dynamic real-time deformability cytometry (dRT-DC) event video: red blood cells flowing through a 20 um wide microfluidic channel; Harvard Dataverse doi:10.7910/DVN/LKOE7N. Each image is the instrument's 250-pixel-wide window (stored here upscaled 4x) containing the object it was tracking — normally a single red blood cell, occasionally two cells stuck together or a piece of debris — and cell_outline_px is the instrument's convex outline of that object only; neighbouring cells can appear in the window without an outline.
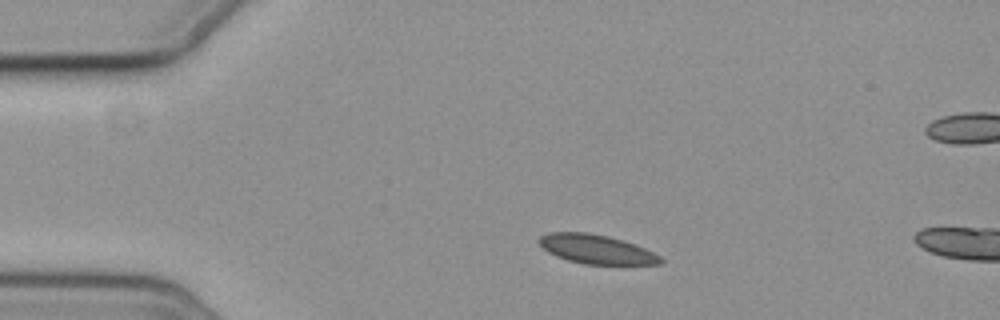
{"species": "common noctule bat (a hibernating species)", "species_latin": "Nyctalus noctula", "temperature_condition": "cold", "stored_images_in_passage": 5, "camera_frame_rate_fps": 3000, "um_per_image_px": 0.085, "animal": {"sex": "female", "body_mass_g": 19.3, "forearm_length_mm": 54.1}, "frame": {"image": 1, "passage_image": 2, "time_ms": 1.333, "image_size_px": [1000, 320], "cell_outline_px": [[664, 260], [660, 264], [584, 264], [568, 260], [556, 256], [548, 252], [536, 240], [540, 236], [548, 232], [588, 232], [608, 236], [624, 240], [636, 244], [660, 256]], "centroid_in_image_um": [50.67, 21.17], "position_along_channel_um": 34.3, "area_um2": 20.63}}
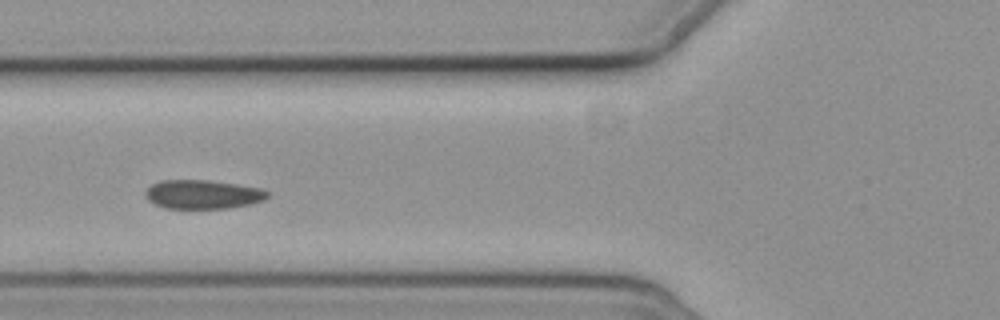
{"frame": {"image": 2, "passage_image": 5, "time_ms": 4.667, "image_size_px": [1000, 320], "cell_outline_px": [[268, 196], [264, 200], [248, 204], [228, 208], [164, 208], [148, 200], [144, 196], [144, 192], [152, 184], [160, 180], [208, 180], [236, 184], [260, 188], [268, 192]], "centroid_in_image_um": [17.2, 16.51], "position_along_channel_um": 108.6, "area_um2": 20.46}}